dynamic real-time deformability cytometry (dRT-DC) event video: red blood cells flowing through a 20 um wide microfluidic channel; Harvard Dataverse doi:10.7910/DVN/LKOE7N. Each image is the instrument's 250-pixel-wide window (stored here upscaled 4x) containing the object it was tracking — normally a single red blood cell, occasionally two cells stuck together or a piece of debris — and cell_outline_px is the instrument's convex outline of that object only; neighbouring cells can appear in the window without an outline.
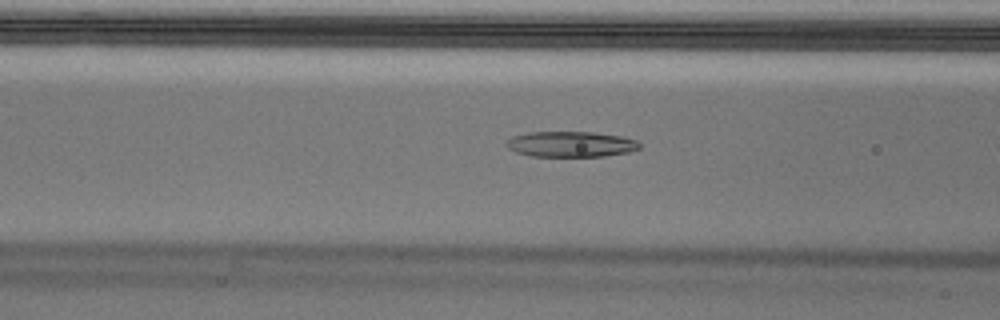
{"species": "Egyptian fruit bat (a non-hibernating species)", "species_latin": "Rousettus aegyptiacus", "temperature_condition": "cold", "stored_images_in_passage": 38, "camera_frame_rate_fps": 3000, "um_per_image_px": 0.085, "animal": {"sex": "male"}, "frame": {"image": 1, "passage_image": 17, "time_ms": 5.333, "image_size_px": [1000, 320], "cell_outline_px": [[640, 148], [628, 152], [604, 156], [528, 156], [516, 152], [508, 148], [504, 144], [512, 136], [528, 132], [592, 132], [624, 136], [636, 140], [640, 144]], "centroid_in_image_um": [48.51, 12.25], "position_along_channel_um": 118.1, "area_um2": 19.94}}
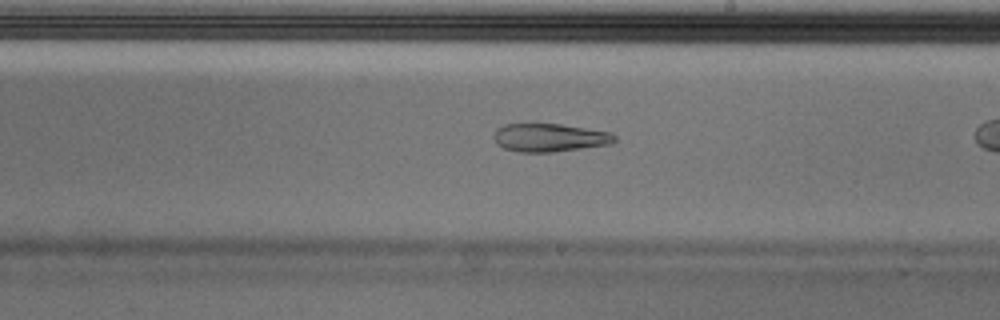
{"frame": {"image": 2, "passage_image": 27, "time_ms": 8.667, "image_size_px": [1000, 320], "cell_outline_px": [[616, 140], [612, 144], [552, 152], [520, 152], [504, 148], [496, 144], [492, 136], [496, 128], [504, 124], [560, 124], [612, 132], [616, 136]], "centroid_in_image_um": [46.7, 11.69], "position_along_channel_um": 242.3, "area_um2": 20.0}}